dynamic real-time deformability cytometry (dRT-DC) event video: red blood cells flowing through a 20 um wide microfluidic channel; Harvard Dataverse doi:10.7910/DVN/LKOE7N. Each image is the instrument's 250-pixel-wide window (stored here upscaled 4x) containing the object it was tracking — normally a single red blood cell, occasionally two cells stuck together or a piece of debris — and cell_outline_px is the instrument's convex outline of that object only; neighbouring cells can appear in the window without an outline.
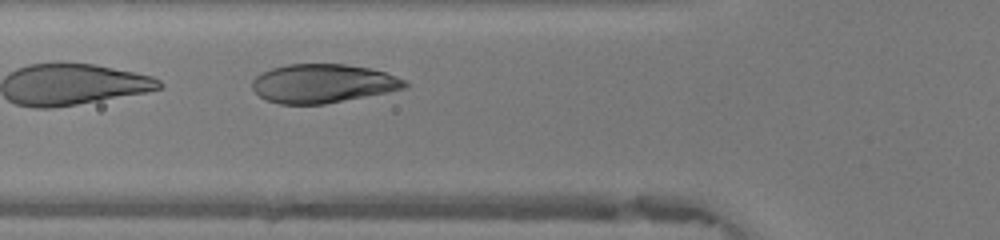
{"species": "human", "species_latin": "Homo sapiens", "temperature_condition": "warm", "stored_images_in_passage": 30, "camera_frame_rate_fps": 3000, "um_per_image_px": 0.085, "donor": {"sex": "female"}, "frame": {"image": 1, "passage_image": 9, "time_ms": 2.667, "image_size_px": [1000, 240], "cell_outline_px": [[408, 88], [388, 92], [324, 104], [280, 104], [268, 100], [260, 96], [252, 88], [252, 80], [256, 76], [272, 68], [288, 64], [344, 64], [368, 68], [384, 72], [404, 80], [408, 84]], "centroid_in_image_um": [27.44, 7.1], "position_along_channel_um": 98.4, "area_um2": 34.22}}
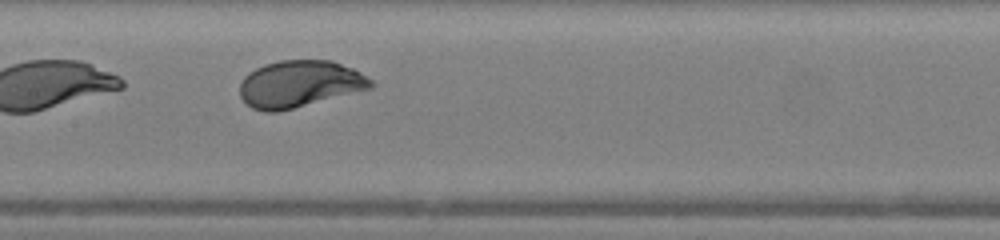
{"frame": {"image": 2, "passage_image": 15, "time_ms": 4.667, "image_size_px": [1000, 240], "cell_outline_px": [[376, 84], [372, 88], [276, 112], [264, 112], [252, 108], [240, 96], [240, 80], [248, 72], [264, 64], [280, 60], [332, 60], [352, 68], [360, 72], [372, 80]], "centroid_in_image_um": [25.45, 7.12], "position_along_channel_um": 182.0, "area_um2": 35.72}}
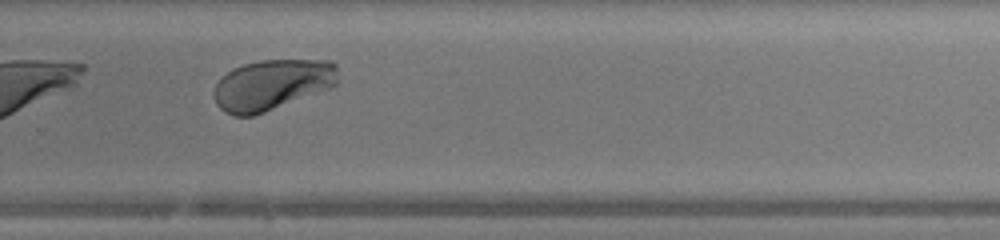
{"frame": {"image": 3, "passage_image": 24, "time_ms": 7.667, "image_size_px": [1000, 240], "cell_outline_px": [[336, 84], [332, 88], [264, 112], [252, 116], [232, 116], [224, 112], [216, 104], [212, 96], [212, 92], [220, 76], [232, 68], [244, 64], [260, 60], [332, 60], [336, 64]], "centroid_in_image_um": [23.08, 7.21], "position_along_channel_um": 306.7, "area_um2": 36.99}, "authors_computed_cell_mechanics": {"area_um2": 35.7204, "velocity_mm_per_s": 4.1735, "shape_relaxation_time_tau1_ms": 1.7454, "shape_relaxation_time_tau2_ms": null, "deformation_change_tau1": 0.1575, "deformation_change_tau2": null}}